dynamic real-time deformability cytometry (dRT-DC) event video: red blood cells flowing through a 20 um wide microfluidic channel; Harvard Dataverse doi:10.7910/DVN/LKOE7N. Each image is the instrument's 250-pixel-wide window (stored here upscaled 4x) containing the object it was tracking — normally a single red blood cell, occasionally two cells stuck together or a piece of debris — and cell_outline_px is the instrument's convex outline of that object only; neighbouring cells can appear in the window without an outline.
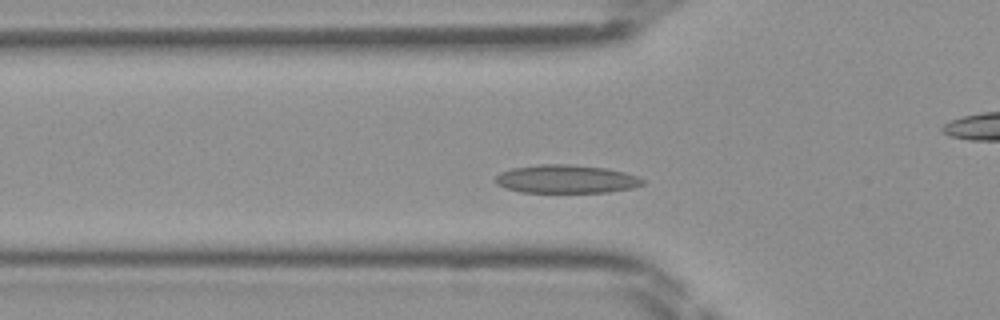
{"species": "Egyptian fruit bat (a non-hibernating species)", "species_latin": "Rousettus aegyptiacus", "temperature_condition": "room temperature", "stored_images_in_passage": 45, "camera_frame_rate_fps": 3000, "um_per_image_px": 0.085, "frame": {"image": 1, "passage_image": 12, "time_ms": 3.667, "image_size_px": [1000, 320], "cell_outline_px": [[644, 184], [632, 188], [608, 192], [520, 192], [496, 184], [496, 176], [500, 172], [512, 168], [536, 164], [572, 164], [608, 168], [640, 176], [644, 180]], "centroid_in_image_um": [48.16, 15.21], "position_along_channel_um": 77.6, "area_um2": 24.45}}
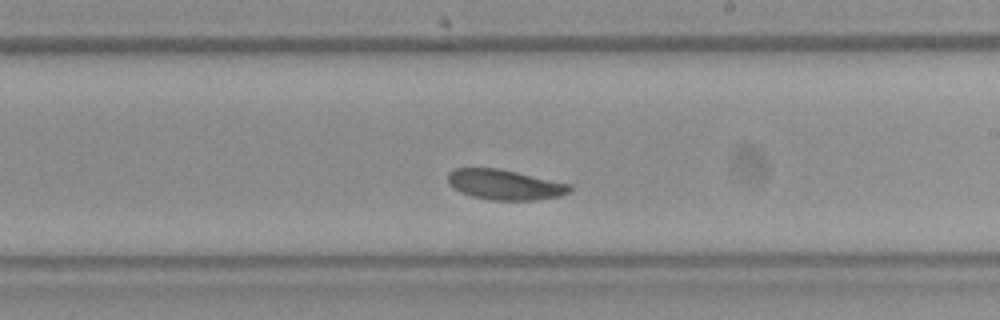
{"frame": {"image": 2, "passage_image": 24, "time_ms": 7.667, "image_size_px": [1000, 320], "cell_outline_px": [[572, 188], [568, 192], [560, 196], [536, 200], [488, 200], [472, 196], [460, 192], [448, 184], [448, 172], [456, 168], [500, 168], [572, 184]], "centroid_in_image_um": [42.91, 15.69], "position_along_channel_um": 246.1, "area_um2": 21.62}}
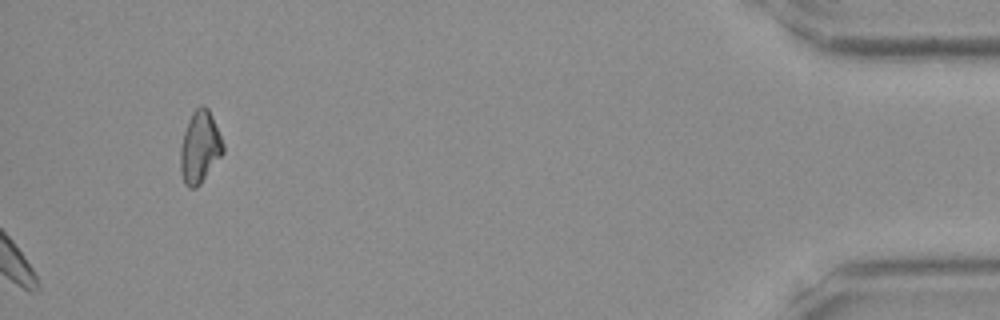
{"frame": {"image": 3, "passage_image": 45, "time_ms": 14.667, "image_size_px": [1000, 320], "cell_outline_px": [[224, 152], [200, 184], [196, 188], [188, 188], [184, 184], [180, 168], [180, 148], [184, 132], [188, 120], [192, 112], [200, 104], [204, 104], [208, 108], [224, 144]], "centroid_in_image_um": [16.97, 12.51], "position_along_channel_um": 418.2, "area_um2": 17.92}}